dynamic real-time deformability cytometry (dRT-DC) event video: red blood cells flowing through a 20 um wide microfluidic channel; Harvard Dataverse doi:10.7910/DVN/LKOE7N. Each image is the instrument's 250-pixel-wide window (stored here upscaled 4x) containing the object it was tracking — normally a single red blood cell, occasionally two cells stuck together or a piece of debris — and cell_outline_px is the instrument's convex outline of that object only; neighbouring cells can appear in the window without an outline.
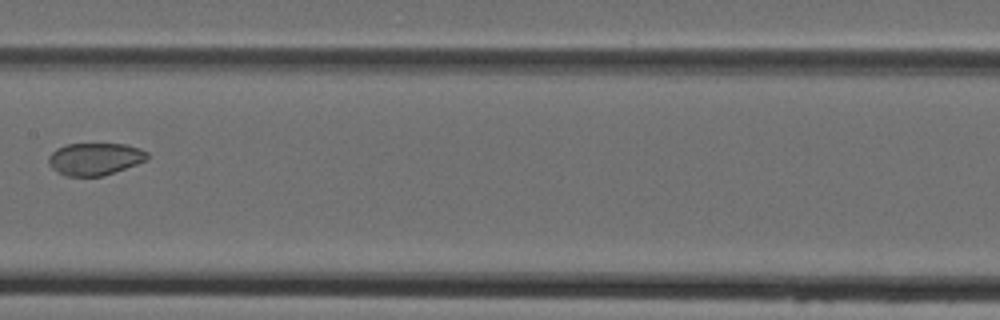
{"species": "Egyptian fruit bat (a non-hibernating species)", "species_latin": "Rousettus aegyptiacus", "temperature_condition": "cold", "stored_images_in_passage": 8, "camera_frame_rate_fps": 3000, "um_per_image_px": 0.085, "animal": {"sex": "female"}, "frame": {"image": 1, "passage_image": 7, "time_ms": 8.0, "image_size_px": [1000, 320], "cell_outline_px": [[148, 160], [104, 176], [64, 176], [56, 172], [48, 164], [48, 156], [56, 148], [68, 144], [124, 144], [140, 148], [148, 152]], "centroid_in_image_um": [8.06, 13.52], "position_along_channel_um": 199.3, "area_um2": 18.79}}
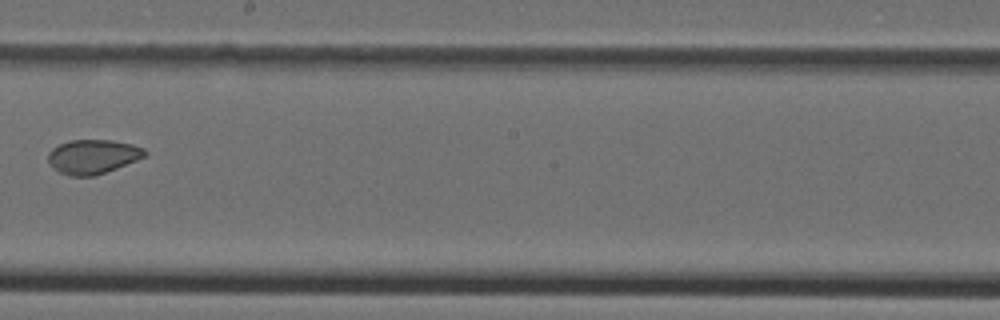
{"frame": {"image": 2, "passage_image": 8, "time_ms": 9.0, "image_size_px": [1000, 320], "cell_outline_px": [[148, 152], [144, 156], [136, 160], [96, 176], [68, 176], [52, 168], [48, 164], [48, 152], [52, 148], [68, 140], [112, 140], [132, 144], [144, 148]], "centroid_in_image_um": [7.85, 13.31], "position_along_channel_um": 240.3, "area_um2": 19.42}}